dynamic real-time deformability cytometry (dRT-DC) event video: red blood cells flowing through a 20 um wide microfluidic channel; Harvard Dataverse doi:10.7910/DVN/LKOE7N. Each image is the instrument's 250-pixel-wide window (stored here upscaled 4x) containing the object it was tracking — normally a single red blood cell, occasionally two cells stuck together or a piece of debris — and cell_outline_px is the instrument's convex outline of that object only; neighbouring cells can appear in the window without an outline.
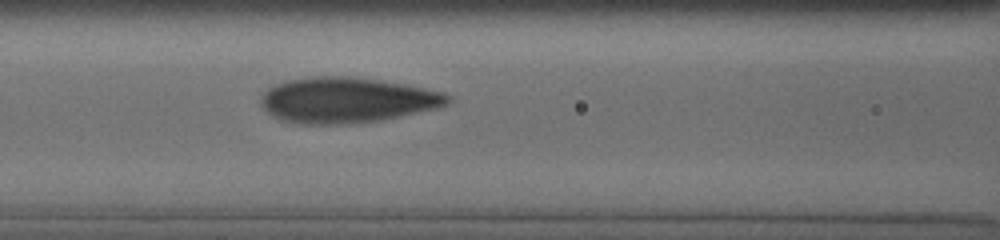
{"species": "human", "species_latin": "Homo sapiens", "temperature_condition": "cold", "stored_images_in_passage": 5, "camera_frame_rate_fps": 3000, "um_per_image_px": 0.085, "donor": {"sex": "male"}, "frame": {"image": 1, "passage_image": 5, "time_ms": 2.667, "image_size_px": [1000, 240], "cell_outline_px": [[452, 100], [448, 104], [436, 108], [376, 120], [328, 124], [308, 124], [284, 120], [268, 112], [264, 108], [260, 100], [260, 96], [268, 88], [276, 84], [288, 80], [308, 76], [352, 76], [404, 84], [444, 92], [452, 96]], "centroid_in_image_um": [29.48, 8.47], "position_along_channel_um": 137.1, "area_um2": 48.78}}